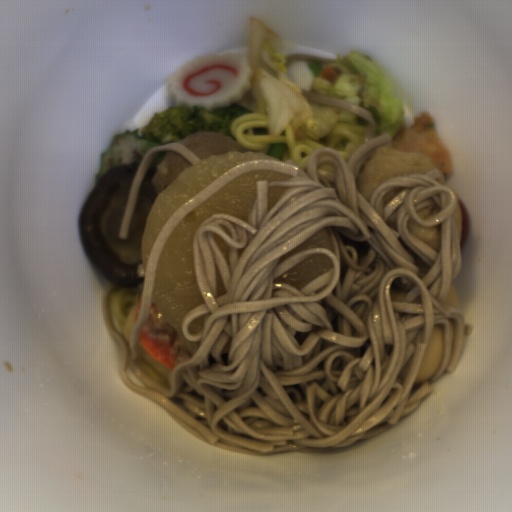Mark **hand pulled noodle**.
<instances>
[{
	"label": "hand pulled noodle",
	"instance_id": "1",
	"mask_svg": "<svg viewBox=\"0 0 512 512\" xmlns=\"http://www.w3.org/2000/svg\"><path fill=\"white\" fill-rule=\"evenodd\" d=\"M339 119L335 128L324 139H296L294 130L287 127L278 136L271 135L269 115L246 113L239 116L230 126L239 146L255 153H264L280 162L293 161L298 166L308 163L310 154L317 148H332L348 162L365 142L368 121L357 114L336 109Z\"/></svg>",
	"mask_w": 512,
	"mask_h": 512
}]
</instances>
